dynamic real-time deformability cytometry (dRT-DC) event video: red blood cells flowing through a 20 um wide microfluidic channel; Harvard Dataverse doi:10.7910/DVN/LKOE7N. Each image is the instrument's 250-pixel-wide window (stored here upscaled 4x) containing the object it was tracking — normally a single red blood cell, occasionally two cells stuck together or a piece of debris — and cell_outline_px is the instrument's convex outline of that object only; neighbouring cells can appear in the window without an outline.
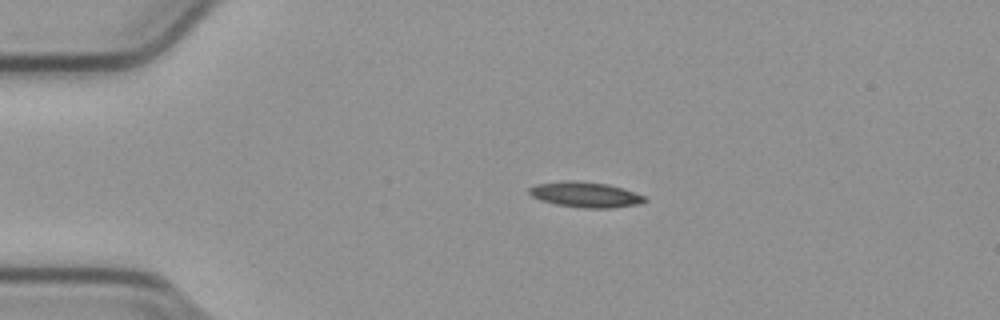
{"species": "common noctule bat (a hibernating species)", "species_latin": "Nyctalus noctula", "temperature_condition": "cold", "stored_images_in_passage": 43, "camera_frame_rate_fps": 3000, "um_per_image_px": 0.085, "animal": {"sex": "male", "body_mass_g": 23.1, "forearm_length_mm": 52.7}, "frame": {"image": 1, "passage_image": 1, "time_ms": 0.0, "image_size_px": [1000, 320], "cell_outline_px": [[648, 200], [640, 204], [612, 208], [584, 208], [556, 204], [540, 200], [532, 196], [528, 192], [528, 188], [536, 184], [564, 180], [576, 180], [608, 184], [624, 188], [644, 196]], "centroid_in_image_um": [49.76, 16.53], "position_along_channel_um": 35.2, "area_um2": 17.28}}
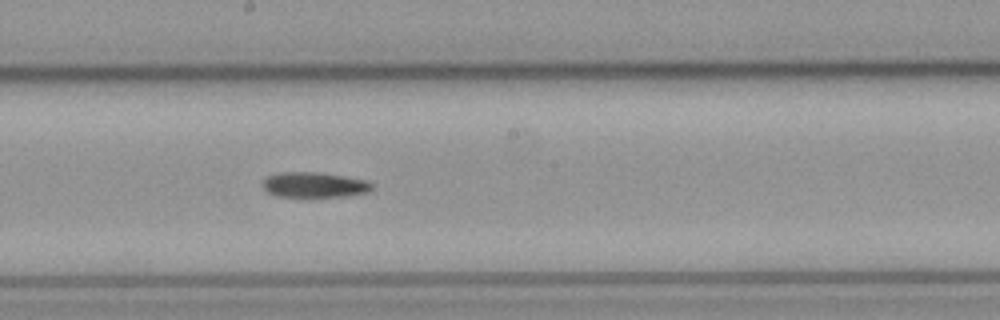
{"frame": {"image": 2, "passage_image": 19, "time_ms": 6.0, "image_size_px": [1000, 320], "cell_outline_px": [[376, 188], [368, 192], [348, 196], [308, 200], [276, 196], [268, 192], [260, 184], [268, 176], [280, 172], [320, 172], [368, 180], [376, 184]], "centroid_in_image_um": [26.77, 15.76], "position_along_channel_um": 221.4, "area_um2": 17.34}}
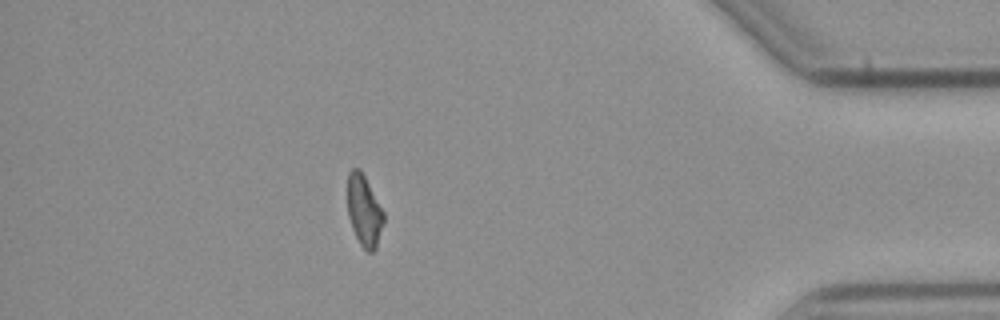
{"frame": {"image": 3, "passage_image": 37, "time_ms": 12.0, "image_size_px": [1000, 320], "cell_outline_px": [[384, 224], [376, 248], [372, 252], [368, 252], [360, 244], [352, 228], [348, 216], [348, 172], [352, 168], [360, 168], [384, 212]], "centroid_in_image_um": [30.96, 17.91], "position_along_channel_um": 404.2, "area_um2": 14.97}, "authors_computed_cell_mechanics": {"area_um2": 16.3574, "velocity_mm_per_s": 3.8125, "shape_relaxation_time_tau1_ms": 4.3707, "shape_relaxation_time_tau2_ms": null, "deformation_change_tau1": 0.147, "deformation_change_tau2": null}}